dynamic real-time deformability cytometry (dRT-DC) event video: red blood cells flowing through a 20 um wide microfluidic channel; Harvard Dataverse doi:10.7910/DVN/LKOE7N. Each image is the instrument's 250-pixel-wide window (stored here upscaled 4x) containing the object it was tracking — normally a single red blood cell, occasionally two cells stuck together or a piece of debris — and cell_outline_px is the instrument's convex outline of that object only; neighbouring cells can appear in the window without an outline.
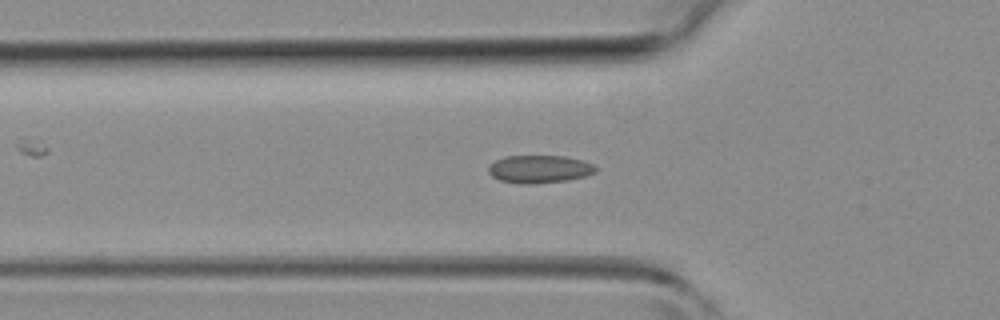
{"species": "common noctule bat (a hibernating species)", "species_latin": "Nyctalus noctula", "temperature_condition": "room temperature", "stored_images_in_passage": 42, "camera_frame_rate_fps": 3000, "um_per_image_px": 0.085, "animal": {"sex": "female", "body_mass_g": 19.3, "forearm_length_mm": 54.1}, "frame": {"image": 1, "passage_image": 15, "time_ms": 4.667, "image_size_px": [1000, 320], "cell_outline_px": [[596, 172], [584, 176], [568, 180], [528, 184], [520, 184], [500, 180], [492, 176], [488, 172], [488, 168], [496, 160], [504, 156], [564, 156], [580, 160], [592, 164], [596, 168]], "centroid_in_image_um": [45.82, 14.37], "position_along_channel_um": 80.0, "area_um2": 17.17}}
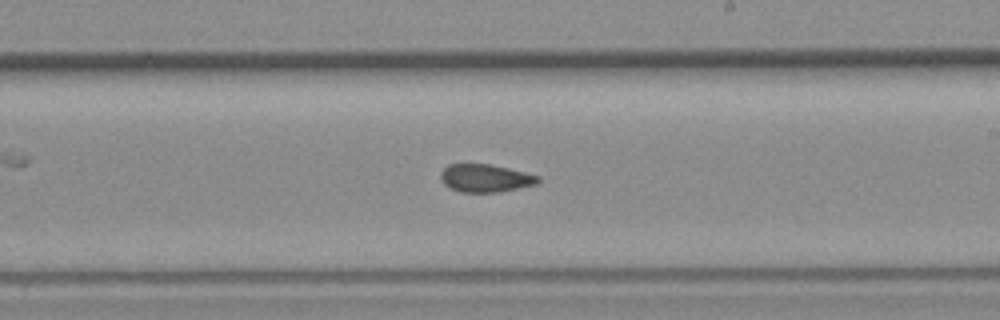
{"frame": {"image": 2, "passage_image": 26, "time_ms": 8.333, "image_size_px": [1000, 320], "cell_outline_px": [[540, 180], [536, 184], [500, 192], [460, 192], [444, 184], [440, 180], [440, 172], [448, 164], [488, 164], [508, 168], [540, 176]], "centroid_in_image_um": [41.24, 15.14], "position_along_channel_um": 247.8, "area_um2": 15.78}}
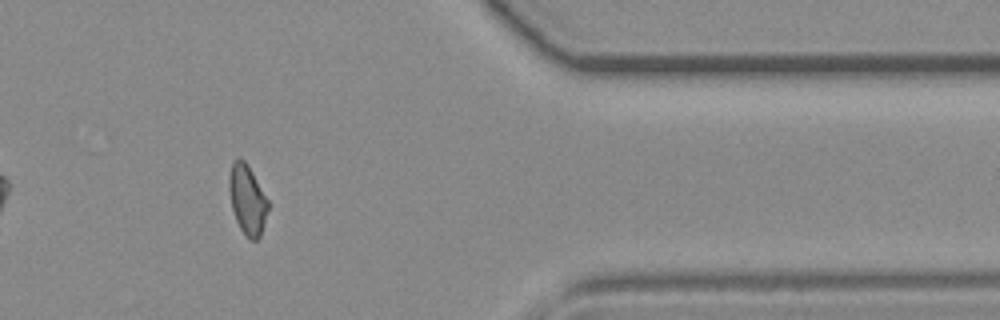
{"frame": {"image": 3, "passage_image": 37, "time_ms": 12.0, "image_size_px": [1000, 320], "cell_outline_px": [[268, 208], [264, 224], [260, 236], [256, 240], [248, 240], [240, 228], [236, 220], [232, 208], [228, 188], [228, 180], [232, 160], [244, 160], [252, 172], [268, 200]], "centroid_in_image_um": [21.01, 16.99], "position_along_channel_um": 390.4, "area_um2": 15.66}}